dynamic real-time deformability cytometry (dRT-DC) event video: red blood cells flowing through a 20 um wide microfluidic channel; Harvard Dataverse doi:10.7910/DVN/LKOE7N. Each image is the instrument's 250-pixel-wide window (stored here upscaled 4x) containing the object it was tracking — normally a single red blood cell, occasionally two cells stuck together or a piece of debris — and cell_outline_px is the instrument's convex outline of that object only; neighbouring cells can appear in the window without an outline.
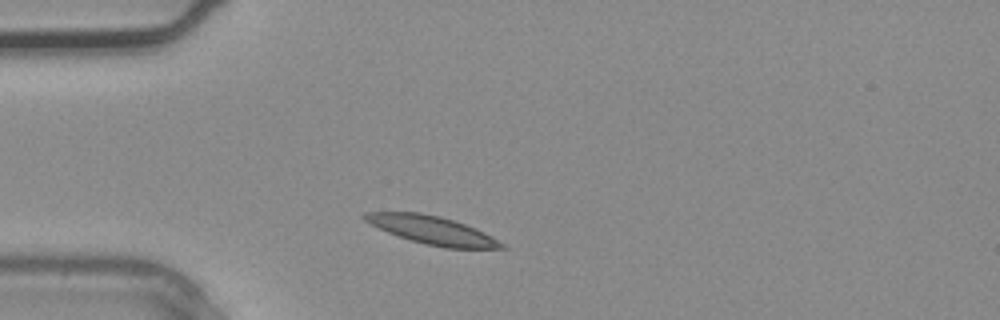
{"species": "common noctule bat (a hibernating species)", "species_latin": "Nyctalus noctula", "temperature_condition": "warm", "stored_images_in_passage": 1, "camera_frame_rate_fps": 3000, "um_per_image_px": 0.085, "animal": {"sex": "male", "body_mass_g": 20.4}, "frame": {"image": 1, "passage_image": 1, "time_ms": 0.0, "image_size_px": [1000, 320], "cell_outline_px": [[508, 248], [444, 248], [412, 240], [388, 232], [364, 220], [360, 216], [364, 212], [420, 212], [440, 216], [476, 228], [508, 244]], "centroid_in_image_um": [36.79, 19.56], "position_along_channel_um": 48.2, "area_um2": 22.31}}